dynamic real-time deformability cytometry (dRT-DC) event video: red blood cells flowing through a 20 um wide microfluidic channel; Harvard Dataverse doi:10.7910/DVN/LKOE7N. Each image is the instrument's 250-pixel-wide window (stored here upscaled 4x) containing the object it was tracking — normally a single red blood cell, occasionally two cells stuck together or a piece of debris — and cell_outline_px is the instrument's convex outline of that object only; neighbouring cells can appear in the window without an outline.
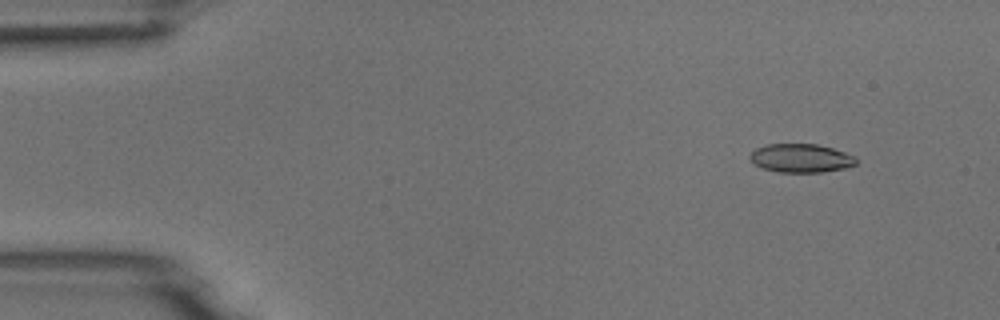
{"species": "common noctule bat (a hibernating species)", "species_latin": "Nyctalus noctula", "temperature_condition": "room temperature", "stored_images_in_passage": 5, "camera_frame_rate_fps": 3000, "um_per_image_px": 0.085, "animal": {"sex": "male", "body_mass_g": 18.8}, "frame": {"image": 1, "passage_image": 2, "time_ms": 1.333, "image_size_px": [1000, 320], "cell_outline_px": [[856, 164], [844, 168], [824, 172], [776, 172], [764, 168], [756, 164], [748, 156], [756, 148], [768, 144], [816, 144], [832, 148], [856, 156]], "centroid_in_image_um": [68.09, 13.44], "position_along_channel_um": 16.9, "area_um2": 17.57}}
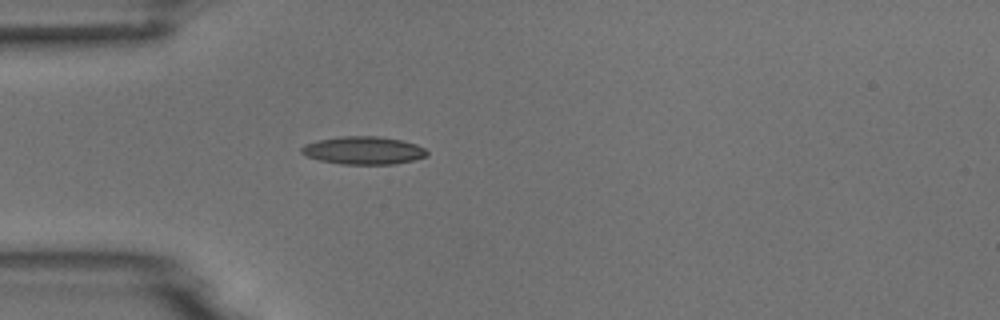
{"frame": {"image": 2, "passage_image": 5, "time_ms": 4.667, "image_size_px": [1000, 320], "cell_outline_px": [[428, 156], [412, 160], [392, 164], [340, 164], [320, 160], [308, 156], [300, 152], [300, 148], [304, 144], [320, 140], [340, 136], [380, 136], [404, 140], [416, 144], [424, 148], [428, 152]], "centroid_in_image_um": [30.91, 12.78], "position_along_channel_um": 54.1, "area_um2": 20.4}}